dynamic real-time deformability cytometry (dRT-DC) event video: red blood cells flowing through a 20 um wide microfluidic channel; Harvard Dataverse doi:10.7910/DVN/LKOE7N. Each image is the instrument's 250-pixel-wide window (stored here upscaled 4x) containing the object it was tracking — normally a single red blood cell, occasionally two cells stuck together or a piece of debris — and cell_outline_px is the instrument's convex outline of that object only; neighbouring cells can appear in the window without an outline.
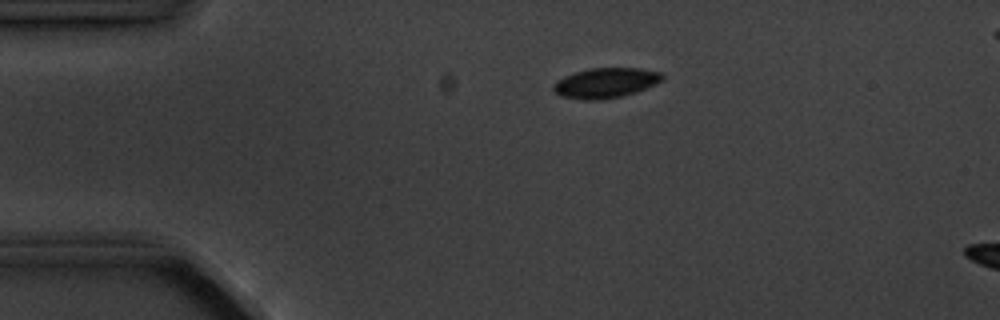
{"species": "common noctule bat (a hibernating species)", "species_latin": "Nyctalus noctula", "temperature_condition": "cold", "stored_images_in_passage": 5, "camera_frame_rate_fps": 3000, "um_per_image_px": 0.085, "animal": {"sex": "male", "body_mass_g": 20.1, "forearm_length_mm": 53.5}, "frame": {"image": 1, "passage_image": 3, "time_ms": 2.333, "image_size_px": [1000, 320], "cell_outline_px": [[664, 80], [656, 84], [636, 92], [620, 96], [596, 100], [584, 100], [560, 96], [552, 88], [552, 84], [556, 80], [564, 76], [588, 68], [640, 68], [660, 72], [664, 76]], "centroid_in_image_um": [51.47, 7.04], "position_along_channel_um": 33.5, "area_um2": 19.13}}